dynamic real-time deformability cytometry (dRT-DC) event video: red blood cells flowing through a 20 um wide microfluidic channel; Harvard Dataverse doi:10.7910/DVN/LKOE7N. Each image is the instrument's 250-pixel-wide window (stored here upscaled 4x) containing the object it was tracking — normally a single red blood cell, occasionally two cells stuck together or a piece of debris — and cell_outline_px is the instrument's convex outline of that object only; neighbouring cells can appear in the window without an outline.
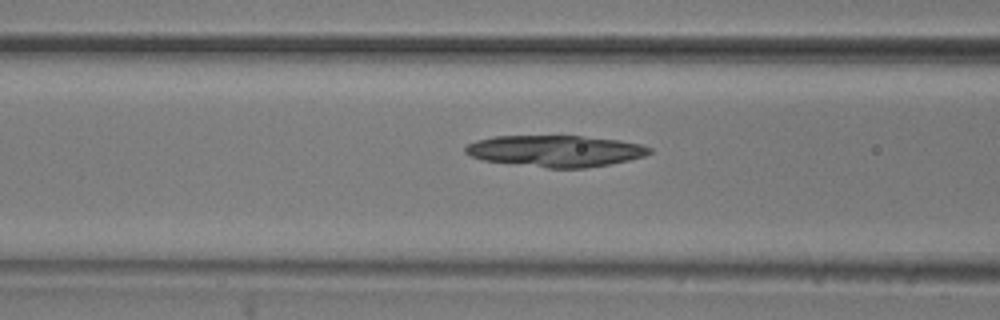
{"species": "common noctule bat (a hibernating species)", "species_latin": "Nyctalus noctula", "temperature_condition": "room temperature", "stored_images_in_passage": 40, "camera_frame_rate_fps": 3000, "um_per_image_px": 0.085, "animal": {"sex": "male", "body_mass_g": 20.5, "forearm_length_mm": 52.5}, "frame": {"image": 1, "passage_image": 7, "time_ms": 2.0, "image_size_px": [1000, 320], "cell_outline_px": [[652, 152], [644, 156], [628, 160], [608, 164], [584, 168], [548, 168], [484, 160], [472, 156], [464, 152], [464, 148], [468, 144], [476, 140], [492, 136], [584, 136], [620, 140], [640, 144], [652, 148]], "centroid_in_image_um": [47.22, 12.82], "position_along_channel_um": 119.4, "area_um2": 33.64}}
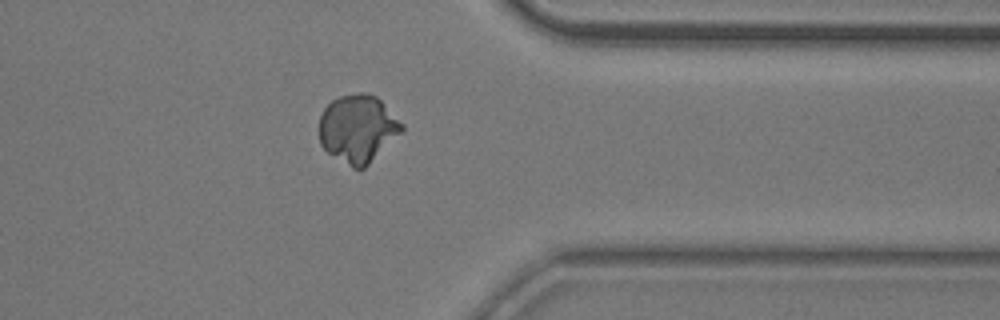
{"frame": {"image": 2, "passage_image": 29, "time_ms": 9.333, "image_size_px": [1000, 320], "cell_outline_px": [[404, 132], [364, 168], [352, 168], [328, 152], [320, 144], [320, 116], [324, 108], [332, 100], [340, 96], [360, 92], [364, 92], [376, 96], [404, 124]], "centroid_in_image_um": [30.44, 10.93], "position_along_channel_um": 381.0, "area_um2": 32.66}}
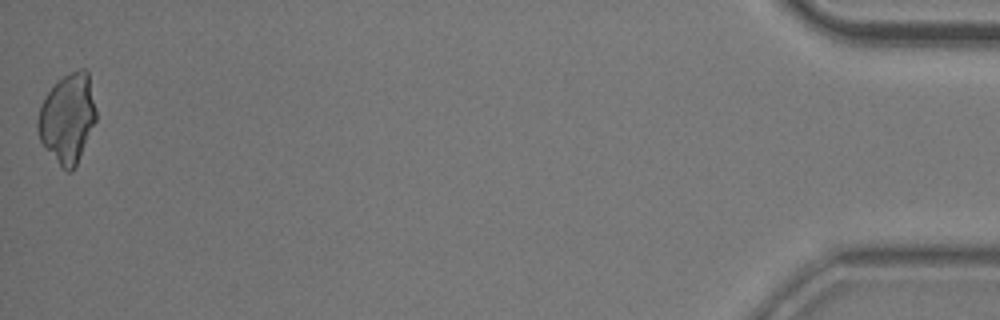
{"frame": {"image": 3, "passage_image": 40, "time_ms": 13.0, "image_size_px": [1000, 320], "cell_outline_px": [[96, 120], [76, 164], [72, 172], [68, 172], [60, 164], [40, 140], [36, 128], [36, 124], [40, 108], [48, 92], [64, 76], [80, 68], [88, 68], [96, 112]], "centroid_in_image_um": [5.75, 10.01], "position_along_channel_um": 429.4, "area_um2": 29.59}}